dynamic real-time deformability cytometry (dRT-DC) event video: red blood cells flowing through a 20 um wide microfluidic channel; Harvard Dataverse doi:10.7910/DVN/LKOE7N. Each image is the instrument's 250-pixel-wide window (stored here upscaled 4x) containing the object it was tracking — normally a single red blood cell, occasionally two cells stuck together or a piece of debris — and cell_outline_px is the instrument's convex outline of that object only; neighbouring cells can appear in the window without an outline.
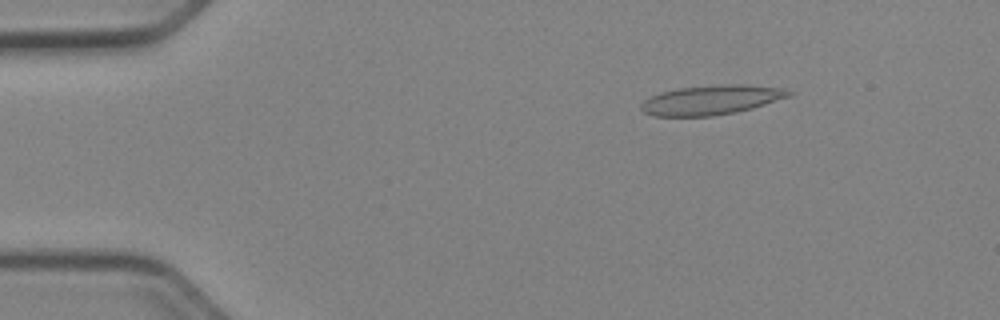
{"species": "Egyptian fruit bat (a non-hibernating species)", "species_latin": "Rousettus aegyptiacus", "temperature_condition": "cold", "stored_images_in_passage": 44, "camera_frame_rate_fps": 3000, "um_per_image_px": 0.085, "animal": {"sex": "female"}, "frame": {"image": 1, "passage_image": 1, "time_ms": 0.0, "image_size_px": [1000, 320], "cell_outline_px": [[796, 92], [792, 96], [752, 108], [736, 112], [712, 116], [652, 116], [644, 112], [640, 108], [640, 104], [644, 100], [660, 92], [680, 88], [720, 84], [744, 84], [784, 88]], "centroid_in_image_um": [60.51, 8.49], "position_along_channel_um": 24.5, "area_um2": 25.61}}
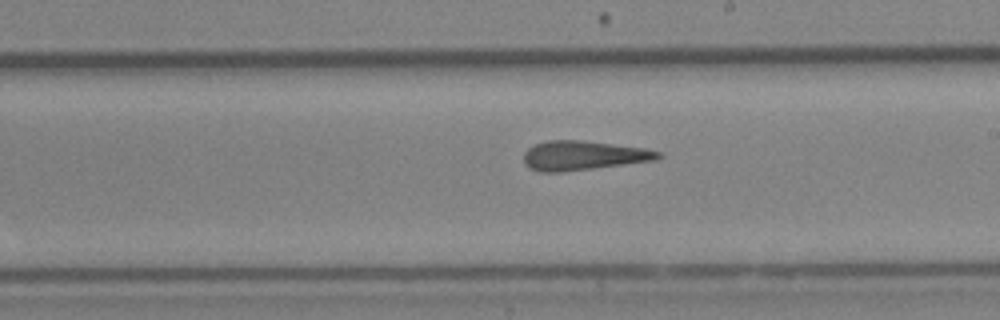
{"frame": {"image": 2, "passage_image": 23, "time_ms": 7.333, "image_size_px": [1000, 320], "cell_outline_px": [[664, 156], [656, 160], [560, 172], [540, 172], [528, 168], [524, 164], [524, 152], [528, 148], [536, 144], [548, 140], [580, 140], [644, 148], [660, 152]], "centroid_in_image_um": [49.55, 13.22], "position_along_channel_um": 239.5, "area_um2": 22.83}}
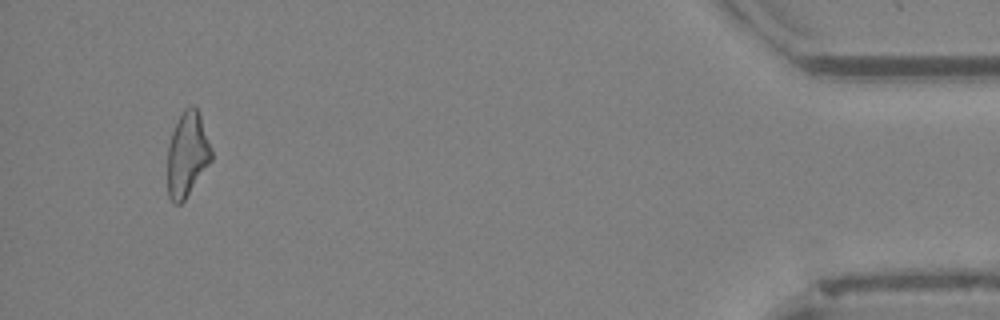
{"frame": {"image": 3, "passage_image": 42, "time_ms": 13.667, "image_size_px": [1000, 320], "cell_outline_px": [[212, 160], [184, 200], [180, 204], [172, 204], [168, 196], [168, 144], [172, 132], [184, 108], [192, 104], [196, 108], [200, 116], [212, 148]], "centroid_in_image_um": [15.91, 13.14], "position_along_channel_um": 419.3, "area_um2": 21.56}, "authors_computed_cell_mechanics": {"area_um2": 23.0911, "velocity_mm_per_s": 3.9675, "shape_relaxation_time_tau1_ms": null, "shape_relaxation_time_tau2_ms": 4.162, "deformation_change_tau1": null, "deformation_change_tau2": 0.1513}}